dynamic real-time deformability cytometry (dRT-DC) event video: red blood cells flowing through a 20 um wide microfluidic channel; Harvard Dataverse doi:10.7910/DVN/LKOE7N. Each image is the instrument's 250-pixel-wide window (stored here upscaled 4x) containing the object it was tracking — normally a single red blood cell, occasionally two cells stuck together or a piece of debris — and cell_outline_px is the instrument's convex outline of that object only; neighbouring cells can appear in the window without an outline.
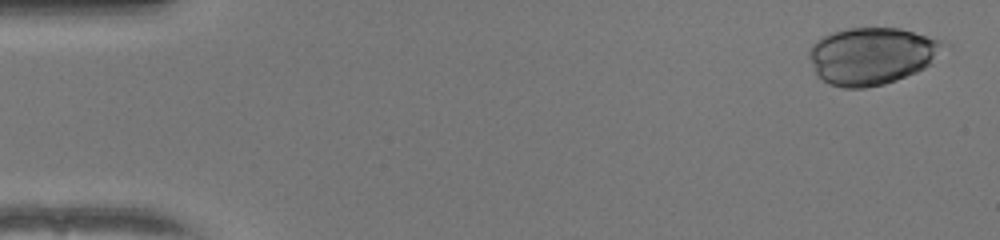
{"species": "human", "species_latin": "Homo sapiens", "temperature_condition": "warm", "stored_images_in_passage": 47, "camera_frame_rate_fps": 3000, "um_per_image_px": 0.085, "donor": {"sex": "female"}, "frame": {"image": 1, "passage_image": 1, "time_ms": 0.0, "image_size_px": [1000, 240], "cell_outline_px": [[936, 44], [932, 56], [928, 64], [924, 68], [916, 72], [896, 80], [884, 84], [864, 88], [844, 88], [832, 84], [824, 80], [816, 72], [808, 52], [812, 44], [820, 36], [832, 32], [848, 28], [900, 28], [936, 40]], "centroid_in_image_um": [73.93, 4.76], "position_along_channel_um": 11.1, "area_um2": 43.06}}
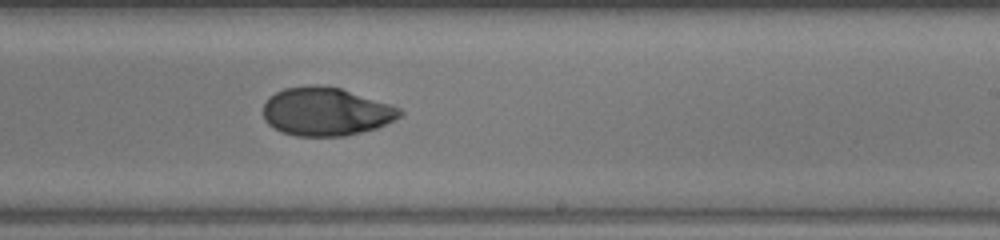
{"frame": {"image": 2, "passage_image": 27, "time_ms": 8.667, "image_size_px": [1000, 240], "cell_outline_px": [[404, 112], [400, 116], [376, 128], [344, 136], [296, 136], [280, 132], [268, 124], [264, 120], [264, 104], [268, 96], [284, 88], [312, 84], [316, 84], [340, 88], [400, 108]], "centroid_in_image_um": [27.65, 9.48], "position_along_channel_um": 261.4, "area_um2": 38.32}}
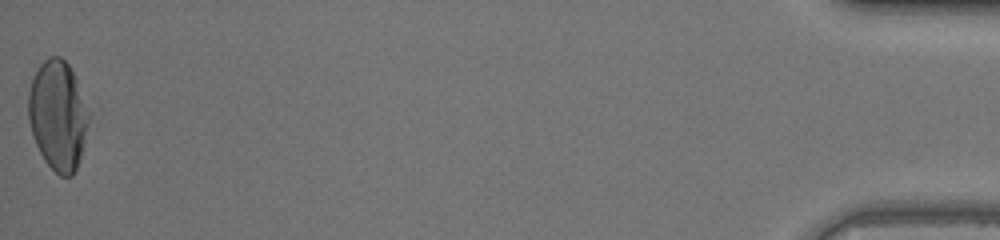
{"frame": {"image": 3, "passage_image": 47, "time_ms": 15.333, "image_size_px": [1000, 240], "cell_outline_px": [[92, 116], [80, 160], [72, 176], [60, 176], [44, 160], [36, 144], [28, 120], [28, 92], [32, 80], [40, 64], [48, 56], [60, 56], [68, 64], [76, 80]], "centroid_in_image_um": [4.95, 9.81], "position_along_channel_um": 430.3, "area_um2": 38.84}, "authors_computed_cell_mechanics": {"area_um2": 38.5526, "velocity_mm_per_s": 4.061, "shape_relaxation_time_tau1_ms": 8.6486, "shape_relaxation_time_tau2_ms": 3.2146, "deformation_change_tau1": 0.2921, "deformation_change_tau2": 0.0434}}